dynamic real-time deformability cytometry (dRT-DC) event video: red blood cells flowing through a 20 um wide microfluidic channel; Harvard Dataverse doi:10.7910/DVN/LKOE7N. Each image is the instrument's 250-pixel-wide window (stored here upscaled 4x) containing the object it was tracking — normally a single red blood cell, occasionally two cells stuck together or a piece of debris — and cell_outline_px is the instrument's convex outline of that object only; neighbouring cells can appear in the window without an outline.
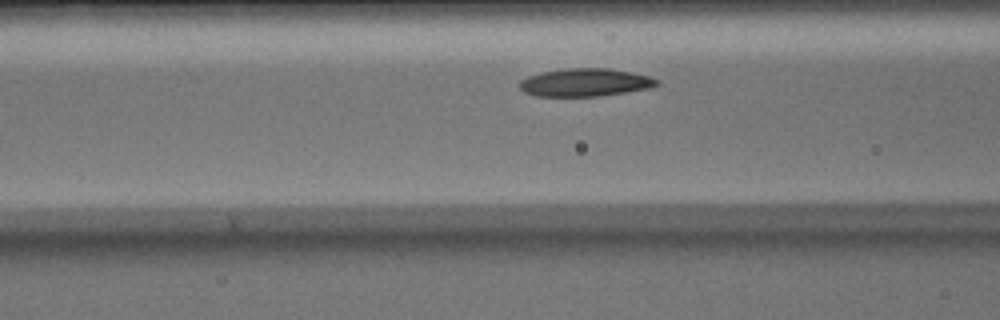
{"species": "Egyptian fruit bat (a non-hibernating species)", "species_latin": "Rousettus aegyptiacus", "temperature_condition": "warm", "stored_images_in_passage": 38, "camera_frame_rate_fps": 3000, "um_per_image_px": 0.085, "animal": {"sex": "male"}, "frame": {"image": 1, "passage_image": 8, "time_ms": 2.333, "image_size_px": [1000, 320], "cell_outline_px": [[660, 84], [652, 88], [600, 96], [536, 96], [524, 92], [520, 88], [520, 80], [528, 76], [544, 72], [568, 68], [608, 68], [648, 76], [660, 80]], "centroid_in_image_um": [49.77, 7.01], "position_along_channel_um": 116.8, "area_um2": 22.25}}
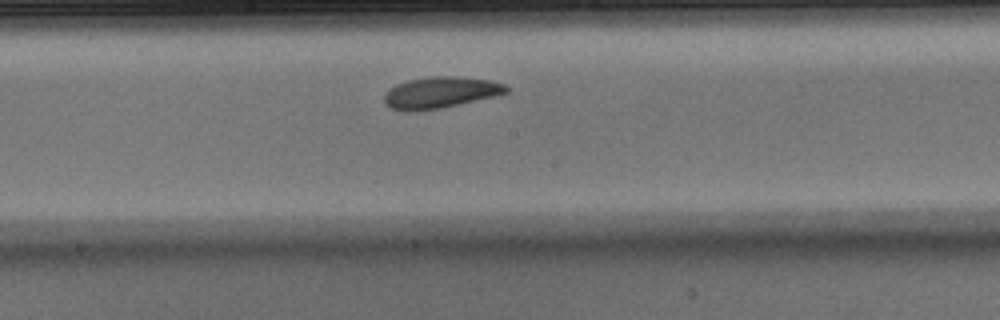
{"frame": {"image": 2, "passage_image": 15, "time_ms": 4.667, "image_size_px": [1000, 320], "cell_outline_px": [[508, 92], [492, 96], [440, 108], [416, 112], [404, 112], [388, 108], [384, 104], [384, 96], [396, 84], [408, 80], [428, 76], [456, 76], [492, 80], [504, 84], [508, 88]], "centroid_in_image_um": [37.37, 7.87], "position_along_channel_um": 210.8, "area_um2": 22.31}}
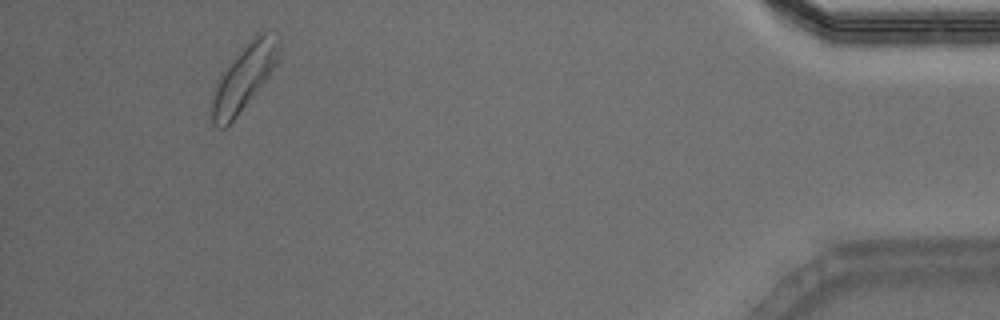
{"frame": {"image": 3, "passage_image": 35, "time_ms": 11.333, "image_size_px": [1000, 320], "cell_outline_px": [[280, 48], [276, 60], [268, 76], [236, 116], [224, 128], [216, 128], [212, 124], [212, 100], [216, 80], [220, 72], [260, 32], [264, 32], [280, 40]], "centroid_in_image_um": [20.67, 6.64], "position_along_channel_um": 414.5, "area_um2": 24.39}, "authors_computed_cell_mechanics": {"area_um2": 22.4553, "velocity_mm_per_s": 4.0184, "shape_relaxation_time_tau1_ms": 3.6224, "shape_relaxation_time_tau2_ms": 2.4459, "deformation_change_tau1": 0.1195, "deformation_change_tau2": 0.0821}}